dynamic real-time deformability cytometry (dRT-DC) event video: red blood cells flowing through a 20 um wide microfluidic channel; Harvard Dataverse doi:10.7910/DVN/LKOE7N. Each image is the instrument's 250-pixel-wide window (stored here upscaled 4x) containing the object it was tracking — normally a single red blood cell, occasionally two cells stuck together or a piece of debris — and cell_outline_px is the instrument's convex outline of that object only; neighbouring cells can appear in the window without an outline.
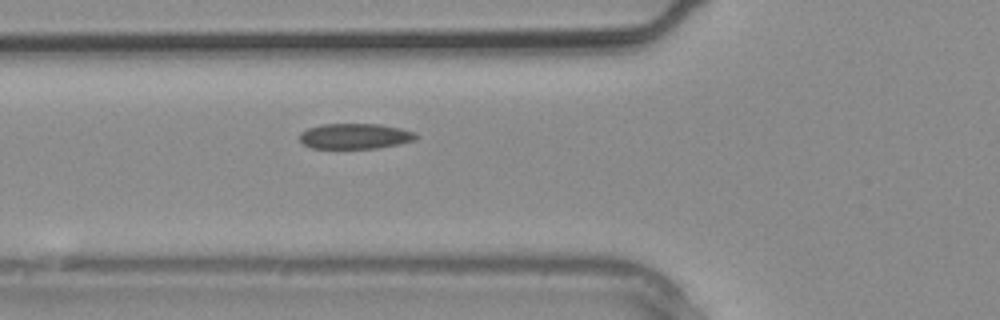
{"species": "common noctule bat (a hibernating species)", "species_latin": "Nyctalus noctula", "temperature_condition": "warm", "stored_images_in_passage": 4, "camera_frame_rate_fps": 3000, "um_per_image_px": 0.085, "animal": {"sex": "male", "body_mass_g": 20.4}, "frame": {"image": 1, "passage_image": 4, "time_ms": 1.0, "image_size_px": [1000, 320], "cell_outline_px": [[420, 136], [416, 140], [400, 144], [380, 148], [312, 148], [304, 144], [300, 140], [300, 132], [308, 128], [324, 124], [376, 124], [400, 128], [416, 132]], "centroid_in_image_um": [30.23, 11.58], "position_along_channel_um": 95.6, "area_um2": 17.34}}